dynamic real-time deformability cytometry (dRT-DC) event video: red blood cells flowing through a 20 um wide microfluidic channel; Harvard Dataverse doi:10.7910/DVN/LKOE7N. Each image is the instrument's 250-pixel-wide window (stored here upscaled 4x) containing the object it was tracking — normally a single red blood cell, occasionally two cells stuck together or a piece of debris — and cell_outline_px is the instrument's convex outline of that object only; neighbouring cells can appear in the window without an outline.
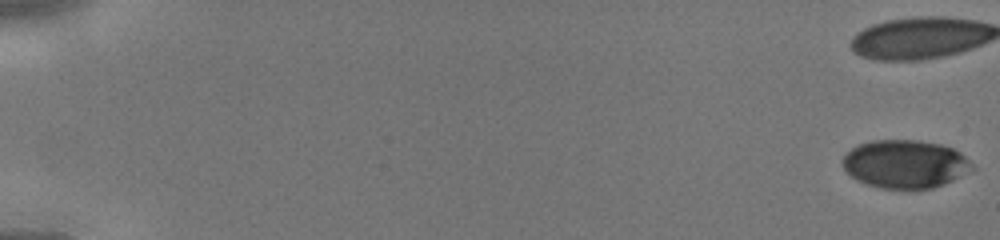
{"species": "human", "species_latin": "Homo sapiens", "temperature_condition": "cold", "stored_images_in_passage": 46, "camera_frame_rate_fps": 3000, "um_per_image_px": 0.085, "donor": {"sex": "male"}, "frame": {"image": 1, "passage_image": 1, "time_ms": 0.0, "image_size_px": [1000, 240], "cell_outline_px": [[976, 168], [944, 184], [932, 188], [880, 188], [856, 180], [844, 168], [840, 160], [852, 148], [860, 144], [872, 140], [916, 140], [940, 144], [952, 148], [960, 152]], "centroid_in_image_um": [76.93, 13.93], "position_along_channel_um": 8.1, "area_um2": 36.13}}